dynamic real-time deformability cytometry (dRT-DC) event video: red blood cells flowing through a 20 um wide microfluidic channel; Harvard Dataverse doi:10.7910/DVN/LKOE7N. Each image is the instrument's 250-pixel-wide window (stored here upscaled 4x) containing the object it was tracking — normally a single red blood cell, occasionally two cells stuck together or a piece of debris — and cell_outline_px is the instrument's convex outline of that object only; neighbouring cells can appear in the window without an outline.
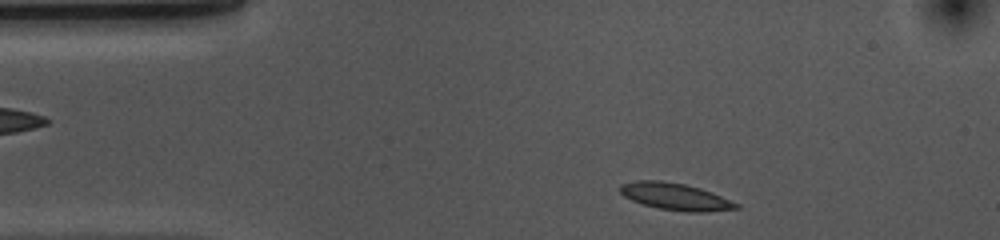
{"species": "common noctule bat (a hibernating species)", "species_latin": "Nyctalus noctula", "temperature_condition": "cold", "stored_images_in_passage": 36, "camera_frame_rate_fps": 3000, "um_per_image_px": 0.085, "animal": {"sex": "female", "body_mass_g": 10.0, "forearm_length_mm": 53.1}, "frame": {"image": 1, "passage_image": 2, "time_ms": 0.333, "image_size_px": [1000, 240], "cell_outline_px": [[740, 208], [704, 212], [688, 212], [660, 208], [644, 204], [632, 200], [624, 196], [620, 192], [620, 184], [636, 180], [660, 180], [684, 184], [700, 188], [712, 192], [740, 204]], "centroid_in_image_um": [57.41, 16.7], "position_along_channel_um": 27.6, "area_um2": 18.15}}
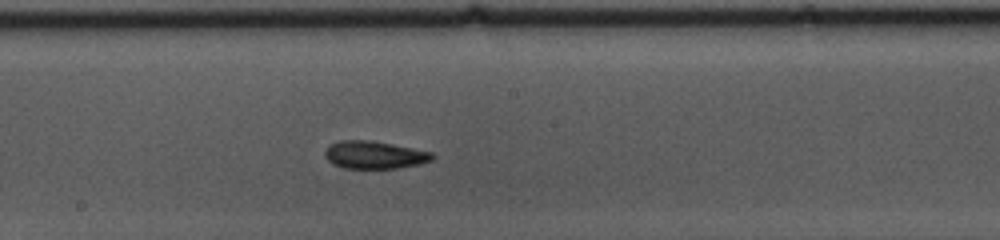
{"frame": {"image": 2, "passage_image": 21, "time_ms": 6.667, "image_size_px": [1000, 240], "cell_outline_px": [[436, 156], [432, 160], [420, 164], [400, 168], [344, 168], [328, 160], [324, 156], [324, 152], [332, 144], [340, 140], [368, 140], [392, 144], [432, 152]], "centroid_in_image_um": [31.87, 13.17], "position_along_channel_um": 216.3, "area_um2": 17.17}}
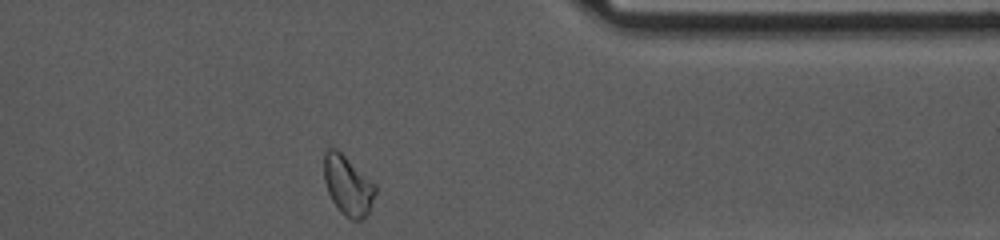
{"frame": {"image": 3, "passage_image": 36, "time_ms": 11.667, "image_size_px": [1000, 240], "cell_outline_px": [[376, 192], [368, 212], [360, 220], [352, 220], [344, 216], [340, 212], [332, 200], [328, 192], [324, 180], [324, 148], [336, 148], [376, 184]], "centroid_in_image_um": [29.55, 15.75], "position_along_channel_um": 381.8, "area_um2": 17.8}, "authors_computed_cell_mechanics": {"area_um2": 17.2533, "velocity_mm_per_s": 3.6487, "shape_relaxation_time_tau1_ms": 6.914, "shape_relaxation_time_tau2_ms": 3.2895, "deformation_change_tau1": 0.1733, "deformation_change_tau2": 0.0613}}